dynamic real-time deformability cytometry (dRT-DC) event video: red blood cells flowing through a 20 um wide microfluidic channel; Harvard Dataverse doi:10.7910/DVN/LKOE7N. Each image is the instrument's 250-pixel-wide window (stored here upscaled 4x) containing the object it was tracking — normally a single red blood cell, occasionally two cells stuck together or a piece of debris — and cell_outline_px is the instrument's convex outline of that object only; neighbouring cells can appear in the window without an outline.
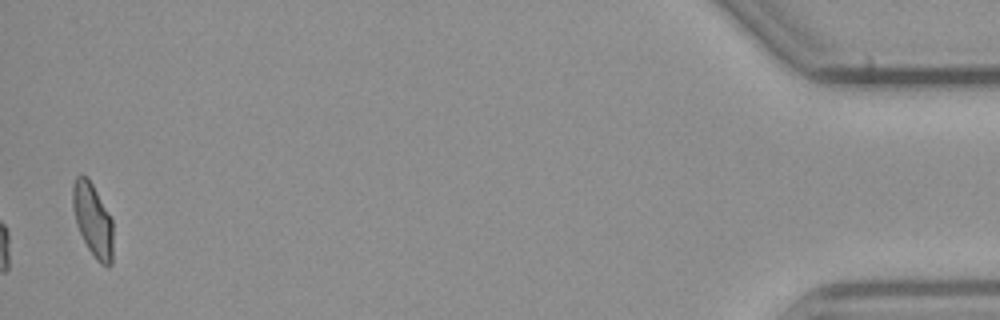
{"species": "common noctule bat (a hibernating species)", "species_latin": "Nyctalus noctula", "temperature_condition": "cold", "stored_images_in_passage": 39, "camera_frame_rate_fps": 3000, "um_per_image_px": 0.085, "animal": {"sex": "male", "body_mass_g": 23.1, "forearm_length_mm": 52.7}, "frame": {"image": 1, "passage_image": 39, "time_ms": 12.667, "image_size_px": [1000, 320], "cell_outline_px": [[112, 264], [108, 268], [100, 264], [96, 260], [88, 248], [76, 224], [72, 208], [72, 184], [76, 176], [80, 172], [88, 176], [112, 220]], "centroid_in_image_um": [7.86, 18.67], "position_along_channel_um": 427.3, "area_um2": 17.4}, "authors_computed_cell_mechanics": {"area_um2": 18.2648, "velocity_mm_per_s": 3.7942, "shape_relaxation_time_tau1_ms": 4.1218, "shape_relaxation_time_tau2_ms": 2.1047, "deformation_change_tau1": 0.092, "deformation_change_tau2": 0.0666}}